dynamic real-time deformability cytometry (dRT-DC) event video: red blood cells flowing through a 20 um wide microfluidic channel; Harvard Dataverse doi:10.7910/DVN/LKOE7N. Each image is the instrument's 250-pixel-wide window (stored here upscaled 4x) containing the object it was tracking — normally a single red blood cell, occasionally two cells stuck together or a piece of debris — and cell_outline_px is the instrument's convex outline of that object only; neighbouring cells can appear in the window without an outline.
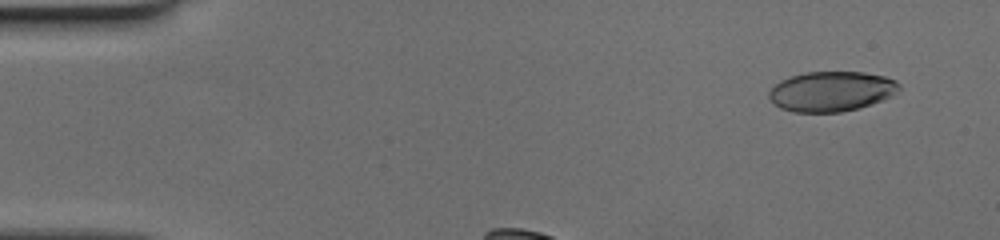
{"species": "human", "species_latin": "Homo sapiens", "temperature_condition": "cold", "stored_images_in_passage": 32, "camera_frame_rate_fps": 3000, "um_per_image_px": 0.085, "donor": {"sex": "female"}, "frame": {"image": 1, "passage_image": 3, "time_ms": 0.667, "image_size_px": [1000, 240], "cell_outline_px": [[900, 92], [892, 96], [872, 104], [860, 108], [840, 112], [792, 112], [780, 108], [768, 96], [768, 92], [780, 80], [804, 72], [864, 72], [884, 76], [896, 80], [900, 84]], "centroid_in_image_um": [70.71, 7.77], "position_along_channel_um": 14.3, "area_um2": 30.52}}
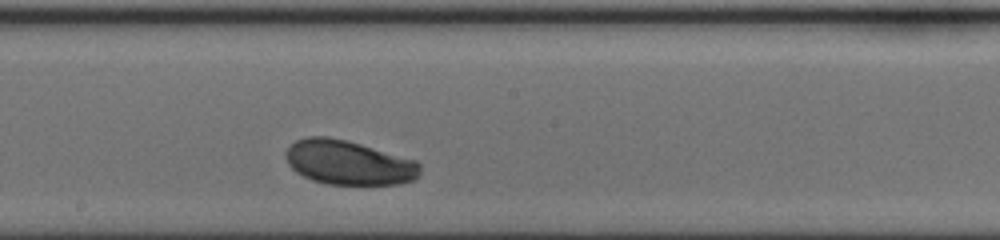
{"frame": {"image": 2, "passage_image": 20, "time_ms": 6.333, "image_size_px": [1000, 240], "cell_outline_px": [[420, 172], [416, 180], [396, 184], [328, 184], [312, 180], [296, 172], [288, 164], [284, 156], [284, 152], [296, 140], [308, 136], [328, 136], [360, 144], [416, 160], [420, 164]], "centroid_in_image_um": [29.62, 13.82], "position_along_channel_um": 218.6, "area_um2": 34.68}}
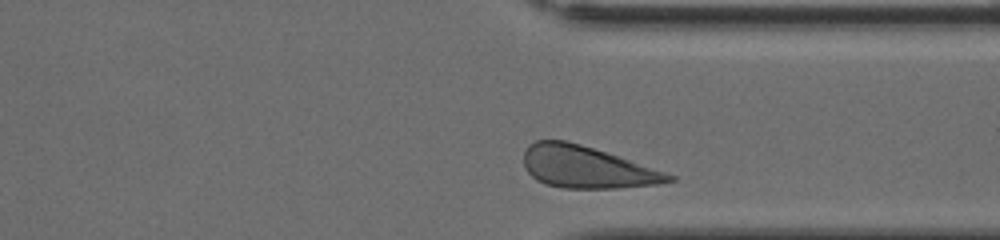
{"frame": {"image": 3, "passage_image": 31, "time_ms": 10.0, "image_size_px": [1000, 240], "cell_outline_px": [[676, 180], [660, 184], [620, 188], [564, 188], [544, 184], [536, 180], [528, 172], [524, 164], [524, 152], [528, 144], [536, 140], [564, 140], [580, 144], [676, 176]], "centroid_in_image_um": [49.83, 14.22], "position_along_channel_um": 361.6, "area_um2": 35.08}}